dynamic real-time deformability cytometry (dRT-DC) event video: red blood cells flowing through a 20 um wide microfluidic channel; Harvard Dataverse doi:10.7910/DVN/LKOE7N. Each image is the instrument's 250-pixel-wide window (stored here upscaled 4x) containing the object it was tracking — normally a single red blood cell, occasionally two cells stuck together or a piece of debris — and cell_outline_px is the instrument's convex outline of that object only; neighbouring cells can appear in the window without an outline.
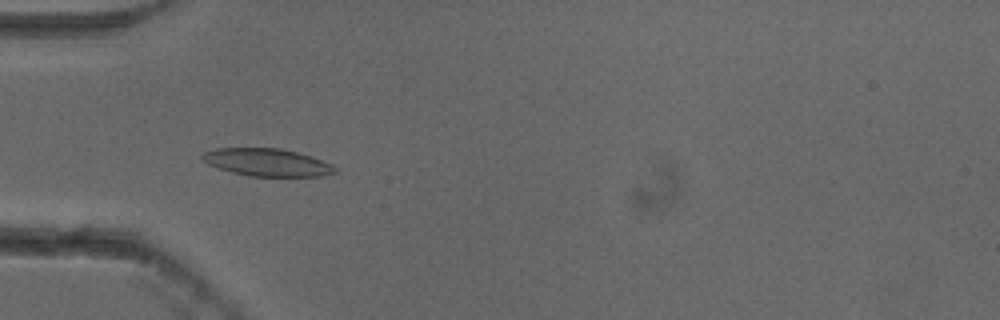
{"species": "common noctule bat (a hibernating species)", "species_latin": "Nyctalus noctula", "temperature_condition": "cold", "stored_images_in_passage": 55, "camera_frame_rate_fps": 3000, "um_per_image_px": 0.085, "animal": {"sex": "female"}, "frame": {"image": 1, "passage_image": 18, "time_ms": 5.667, "image_size_px": [1000, 320], "cell_outline_px": [[340, 168], [336, 172], [320, 176], [248, 176], [232, 172], [208, 164], [200, 156], [204, 152], [216, 148], [280, 148], [312, 156], [332, 164]], "centroid_in_image_um": [22.74, 13.8], "position_along_channel_um": 62.3, "area_um2": 21.33}}
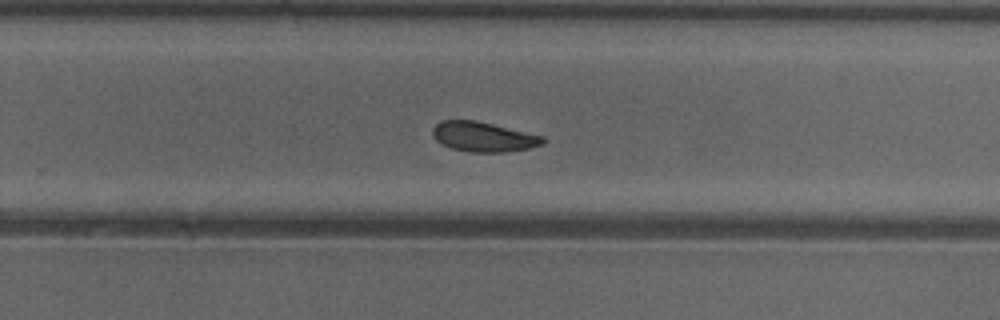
{"frame": {"image": 2, "passage_image": 36, "time_ms": 11.667, "image_size_px": [1000, 320], "cell_outline_px": [[544, 144], [528, 148], [504, 152], [472, 152], [452, 148], [436, 140], [432, 136], [432, 128], [440, 120], [476, 120], [544, 136]], "centroid_in_image_um": [41.07, 11.61], "position_along_channel_um": 288.7, "area_um2": 19.07}}
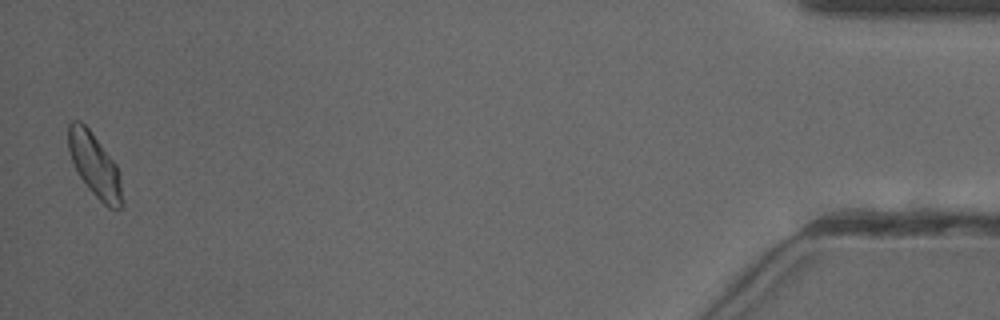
{"frame": {"image": 3, "passage_image": 54, "time_ms": 17.667, "image_size_px": [1000, 320], "cell_outline_px": [[124, 204], [120, 208], [108, 208], [88, 188], [80, 176], [72, 160], [68, 148], [68, 124], [72, 120], [80, 120], [88, 128], [116, 164], [120, 180]], "centroid_in_image_um": [8.05, 14.04], "position_along_channel_um": 427.2, "area_um2": 19.59}, "authors_computed_cell_mechanics": {"area_um2": 20.0566, "velocity_mm_per_s": 3.8209, "shape_relaxation_time_tau1_ms": 3.9511, "shape_relaxation_time_tau2_ms": 7.1298, "deformation_change_tau1": 0.094, "deformation_change_tau2": 0.119}}